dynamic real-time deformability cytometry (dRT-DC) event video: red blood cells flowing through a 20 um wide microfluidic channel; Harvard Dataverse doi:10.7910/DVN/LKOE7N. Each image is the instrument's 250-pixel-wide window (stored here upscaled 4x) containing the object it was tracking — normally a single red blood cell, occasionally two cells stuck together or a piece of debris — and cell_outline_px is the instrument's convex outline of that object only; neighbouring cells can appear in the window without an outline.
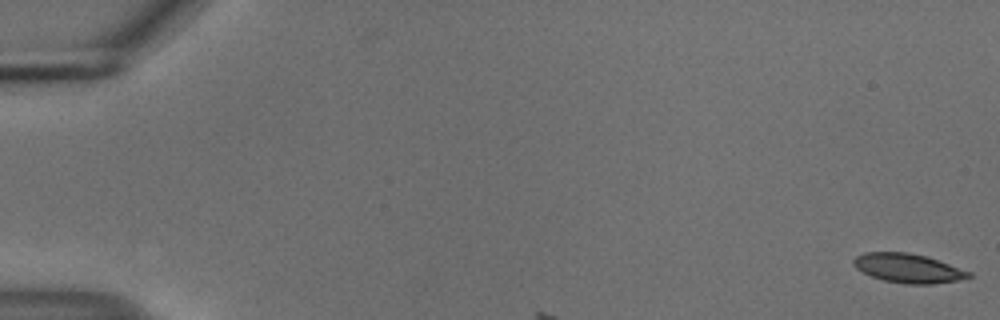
{"species": "common noctule bat (a hibernating species)", "species_latin": "Nyctalus noctula", "temperature_condition": "cold", "stored_images_in_passage": 6, "camera_frame_rate_fps": 3000, "um_per_image_px": 0.085, "animal": {"sex": "male", "body_mass_g": 18.8}, "frame": {"image": 1, "passage_image": 1, "time_ms": 0.0, "image_size_px": [1000, 320], "cell_outline_px": [[972, 276], [956, 280], [932, 284], [904, 284], [884, 280], [872, 276], [856, 268], [852, 264], [852, 260], [856, 256], [864, 252], [908, 252], [928, 256], [972, 272]], "centroid_in_image_um": [77.19, 22.78], "position_along_channel_um": 7.8, "area_um2": 19.59}}